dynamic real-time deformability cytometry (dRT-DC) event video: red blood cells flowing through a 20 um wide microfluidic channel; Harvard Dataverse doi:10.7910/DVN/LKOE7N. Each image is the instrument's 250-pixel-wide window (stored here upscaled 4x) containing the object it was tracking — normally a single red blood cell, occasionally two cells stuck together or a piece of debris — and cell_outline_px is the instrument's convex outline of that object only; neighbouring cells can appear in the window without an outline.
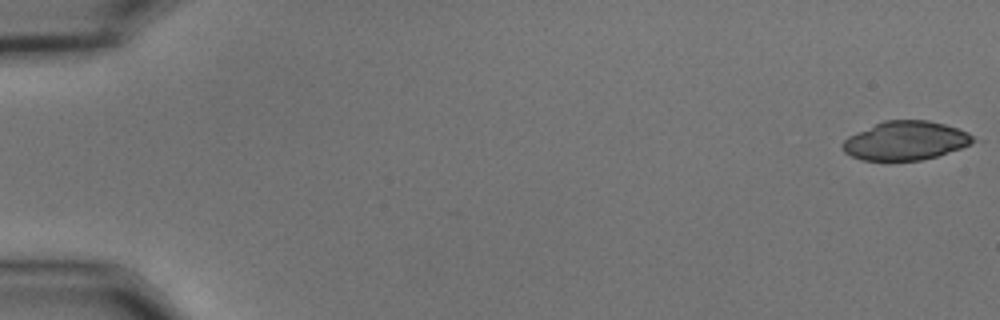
{"species": "common noctule bat (a hibernating species)", "species_latin": "Nyctalus noctula", "temperature_condition": "cold", "stored_images_in_passage": 17, "camera_frame_rate_fps": 3000, "um_per_image_px": 0.085, "animal": {"sex": "male", "body_mass_g": 15.6}, "frame": {"image": 1, "passage_image": 1, "time_ms": 0.0, "image_size_px": [1000, 320], "cell_outline_px": [[976, 140], [960, 148], [936, 156], [920, 160], [860, 160], [844, 152], [840, 148], [840, 144], [848, 136], [884, 120], [928, 120], [944, 124], [968, 132]], "centroid_in_image_um": [76.92, 11.95], "position_along_channel_um": 8.1, "area_um2": 29.3}}